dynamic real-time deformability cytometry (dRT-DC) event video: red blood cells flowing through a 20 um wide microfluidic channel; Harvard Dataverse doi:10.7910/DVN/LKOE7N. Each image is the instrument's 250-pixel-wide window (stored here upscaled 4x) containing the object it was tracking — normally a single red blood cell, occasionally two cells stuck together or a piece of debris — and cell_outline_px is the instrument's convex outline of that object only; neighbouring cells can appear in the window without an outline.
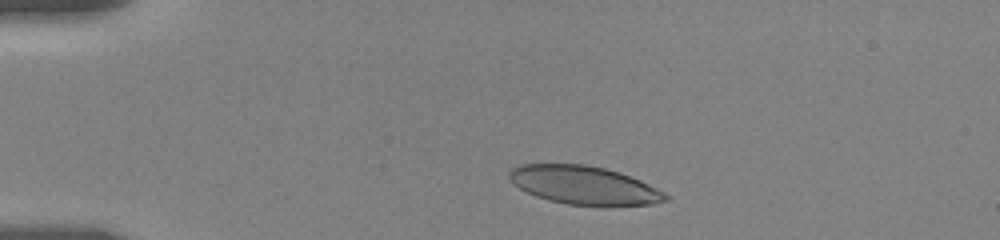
{"species": "human", "species_latin": "Homo sapiens", "temperature_condition": "room temperature", "stored_images_in_passage": 29, "camera_frame_rate_fps": 3000, "um_per_image_px": 0.085, "donor": {"sex": "female"}, "frame": {"image": 1, "passage_image": 5, "time_ms": 1.333, "image_size_px": [1000, 240], "cell_outline_px": [[672, 196], [668, 200], [652, 204], [612, 208], [608, 208], [568, 204], [548, 200], [536, 196], [512, 184], [508, 180], [508, 172], [512, 168], [520, 164], [584, 164], [604, 168], [620, 172], [640, 180]], "centroid_in_image_um": [49.68, 15.78], "position_along_channel_um": 35.3, "area_um2": 35.84}}
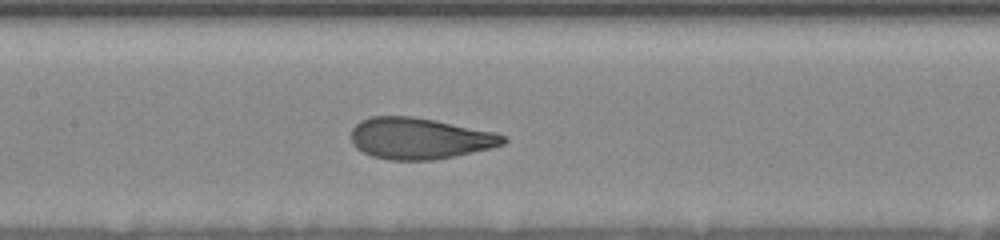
{"frame": {"image": 2, "passage_image": 19, "time_ms": 6.667, "image_size_px": [1000, 240], "cell_outline_px": [[508, 140], [504, 144], [492, 148], [432, 160], [392, 160], [372, 156], [356, 148], [352, 144], [352, 128], [360, 120], [372, 116], [412, 116], [496, 132], [504, 136]], "centroid_in_image_um": [35.66, 11.76], "position_along_channel_um": 171.7, "area_um2": 36.47}}
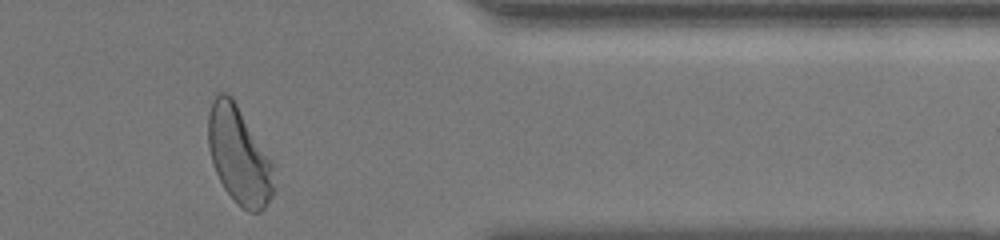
{"frame": {"image": 3, "passage_image": 29, "time_ms": 13.333, "image_size_px": [1000, 240], "cell_outline_px": [[276, 188], [272, 196], [264, 208], [260, 212], [248, 212], [224, 188], [212, 164], [208, 148], [208, 116], [212, 100], [216, 92], [224, 92], [232, 96], [272, 164]], "centroid_in_image_um": [20.3, 13.2], "position_along_channel_um": 391.1, "area_um2": 36.82}, "authors_computed_cell_mechanics": {"area_um2": 36.5874, "velocity_mm_per_s": 3.5242, "shape_relaxation_time_tau1_ms": 4.2178, "shape_relaxation_time_tau2_ms": null, "deformation_change_tau1": 0.1833, "deformation_change_tau2": null}}